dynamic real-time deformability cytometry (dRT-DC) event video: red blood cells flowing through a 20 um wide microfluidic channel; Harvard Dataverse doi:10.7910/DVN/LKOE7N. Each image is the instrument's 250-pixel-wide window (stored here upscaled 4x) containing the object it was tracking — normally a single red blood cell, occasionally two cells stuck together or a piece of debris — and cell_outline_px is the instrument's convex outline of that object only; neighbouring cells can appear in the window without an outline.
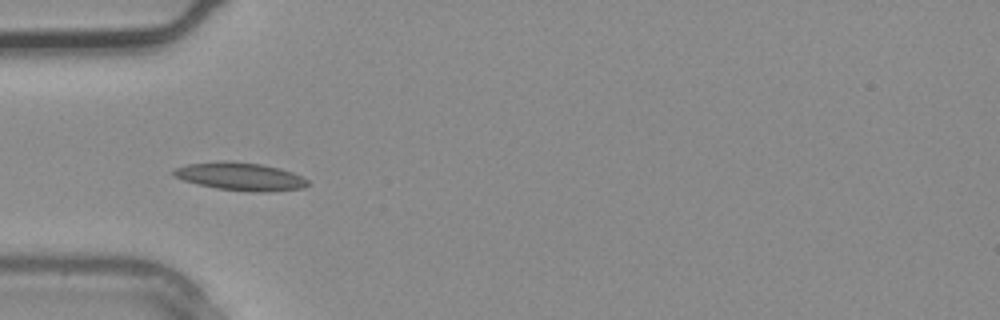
{"species": "common noctule bat (a hibernating species)", "species_latin": "Nyctalus noctula", "temperature_condition": "warm", "stored_images_in_passage": 2, "camera_frame_rate_fps": 3000, "um_per_image_px": 0.085, "animal": {"sex": "male", "body_mass_g": 20.4}, "frame": {"image": 1, "passage_image": 2, "time_ms": 0.333, "image_size_px": [1000, 320], "cell_outline_px": [[312, 184], [304, 188], [268, 192], [252, 192], [216, 188], [184, 180], [172, 176], [172, 168], [184, 164], [224, 160], [228, 160], [260, 164], [280, 168], [292, 172], [308, 180]], "centroid_in_image_um": [20.41, 14.99], "position_along_channel_um": 64.6, "area_um2": 22.14}}